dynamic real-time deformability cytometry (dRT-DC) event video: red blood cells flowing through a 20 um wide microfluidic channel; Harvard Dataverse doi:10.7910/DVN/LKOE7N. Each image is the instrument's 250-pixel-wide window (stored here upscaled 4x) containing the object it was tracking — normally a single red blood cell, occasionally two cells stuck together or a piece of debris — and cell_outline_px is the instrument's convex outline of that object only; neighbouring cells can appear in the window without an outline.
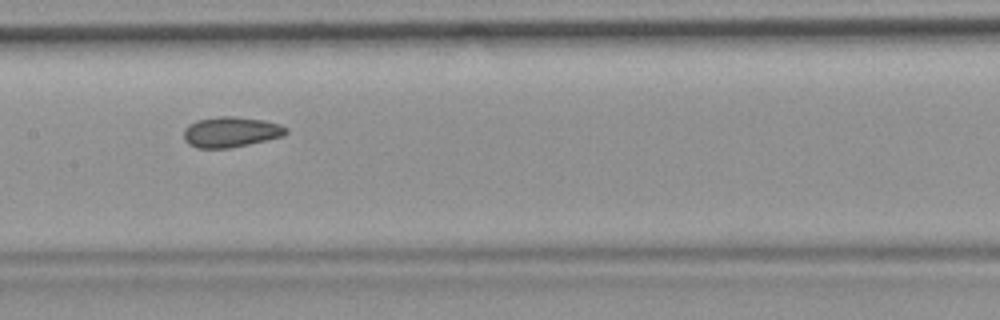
{"species": "common noctule bat (a hibernating species)", "species_latin": "Nyctalus noctula", "temperature_condition": "room temperature", "stored_images_in_passage": 31, "camera_frame_rate_fps": 3000, "um_per_image_px": 0.085, "animal": {"sex": "female", "body_mass_g": 19.9}, "frame": {"image": 1, "passage_image": 10, "time_ms": 3.0, "image_size_px": [1000, 320], "cell_outline_px": [[288, 132], [284, 136], [248, 144], [228, 148], [196, 148], [188, 144], [184, 140], [184, 128], [188, 124], [196, 120], [220, 116], [232, 116], [264, 120], [280, 124], [288, 128]], "centroid_in_image_um": [19.61, 11.21], "position_along_channel_um": 187.8, "area_um2": 18.26}}